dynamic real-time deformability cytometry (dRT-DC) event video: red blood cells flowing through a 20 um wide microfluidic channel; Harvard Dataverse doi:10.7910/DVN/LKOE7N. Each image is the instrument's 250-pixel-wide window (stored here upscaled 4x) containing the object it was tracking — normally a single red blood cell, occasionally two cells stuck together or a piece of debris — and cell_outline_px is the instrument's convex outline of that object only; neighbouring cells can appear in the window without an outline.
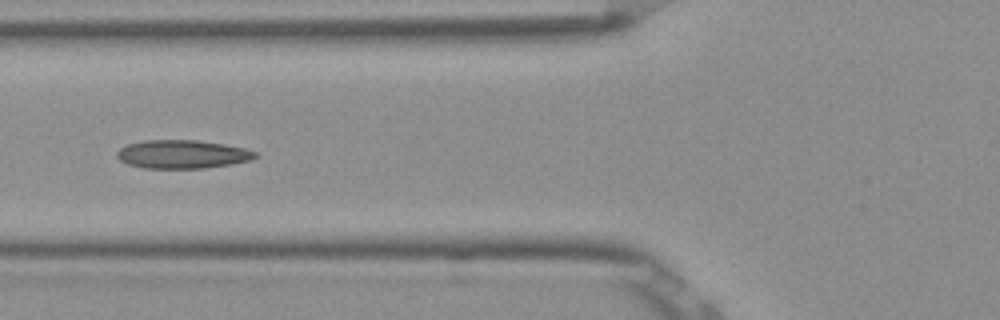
{"species": "Egyptian fruit bat (a non-hibernating species)", "species_latin": "Rousettus aegyptiacus", "temperature_condition": "room temperature", "stored_images_in_passage": 8, "camera_frame_rate_fps": 3000, "um_per_image_px": 0.085, "frame": {"image": 1, "passage_image": 6, "time_ms": 1.667, "image_size_px": [1000, 320], "cell_outline_px": [[260, 156], [252, 160], [232, 164], [204, 168], [144, 168], [128, 164], [120, 160], [116, 156], [116, 152], [120, 148], [128, 144], [144, 140], [196, 140], [224, 144], [244, 148], [256, 152]], "centroid_in_image_um": [15.52, 13.11], "position_along_channel_um": 110.3, "area_um2": 23.0}}
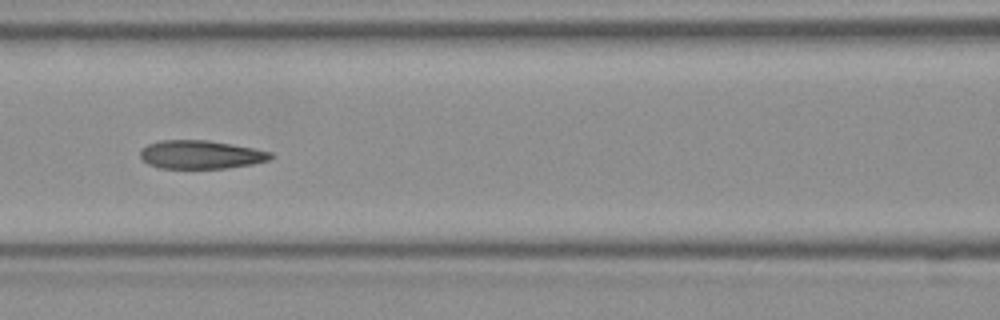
{"frame": {"image": 2, "passage_image": 7, "time_ms": 2.0, "image_size_px": [1000, 320], "cell_outline_px": [[276, 156], [268, 160], [252, 164], [228, 168], [160, 168], [148, 164], [140, 156], [140, 148], [148, 144], [160, 140], [208, 140], [232, 144], [272, 152]], "centroid_in_image_um": [17.07, 13.14], "position_along_channel_um": 149.5, "area_um2": 21.68}}
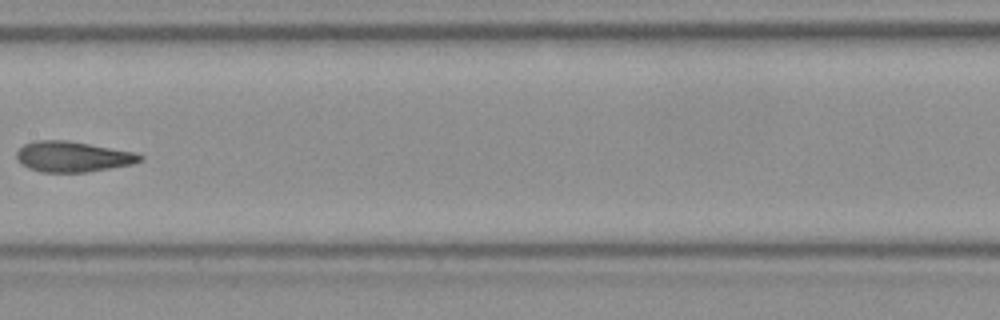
{"frame": {"image": 3, "passage_image": 8, "time_ms": 2.333, "image_size_px": [1000, 320], "cell_outline_px": [[144, 160], [132, 164], [88, 172], [40, 172], [28, 168], [20, 164], [16, 160], [16, 152], [24, 144], [36, 140], [68, 140], [136, 152], [144, 156]], "centroid_in_image_um": [6.18, 13.31], "position_along_channel_um": 201.2, "area_um2": 22.25}}